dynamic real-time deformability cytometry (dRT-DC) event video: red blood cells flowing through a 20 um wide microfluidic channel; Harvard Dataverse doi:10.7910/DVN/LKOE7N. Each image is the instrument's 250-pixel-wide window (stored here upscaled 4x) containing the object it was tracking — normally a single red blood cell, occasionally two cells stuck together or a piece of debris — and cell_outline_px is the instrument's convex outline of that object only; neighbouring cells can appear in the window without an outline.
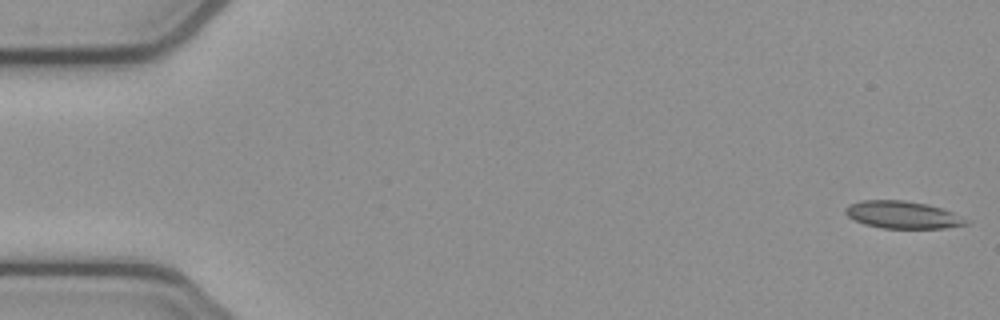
{"species": "common noctule bat (a hibernating species)", "species_latin": "Nyctalus noctula", "temperature_condition": "cold", "stored_images_in_passage": 53, "camera_frame_rate_fps": 3000, "um_per_image_px": 0.085, "animal": {"sex": "female", "body_mass_g": 21.9}, "frame": {"image": 1, "passage_image": 1, "time_ms": 0.0, "image_size_px": [1000, 320], "cell_outline_px": [[972, 220], [968, 224], [944, 228], [884, 228], [864, 224], [848, 216], [844, 212], [844, 208], [848, 204], [860, 200], [904, 200], [928, 204], [952, 212]], "centroid_in_image_um": [76.74, 18.25], "position_along_channel_um": 8.3, "area_um2": 19.36}}
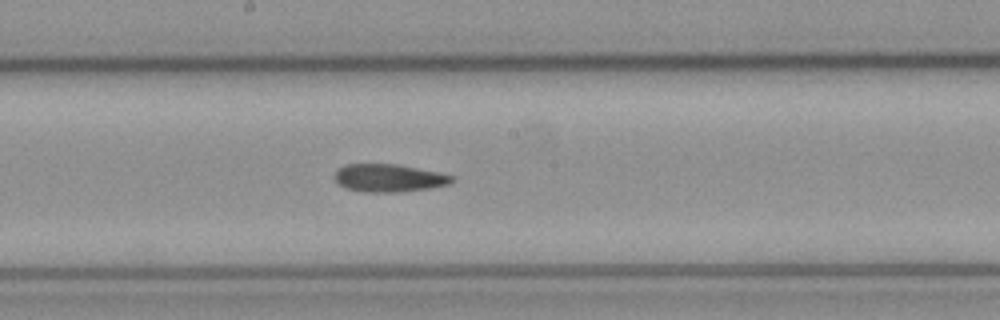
{"frame": {"image": 2, "passage_image": 28, "time_ms": 9.0, "image_size_px": [1000, 320], "cell_outline_px": [[456, 180], [452, 184], [428, 188], [400, 192], [368, 192], [348, 188], [340, 184], [332, 176], [336, 168], [344, 164], [396, 164], [440, 172], [456, 176]], "centroid_in_image_um": [33.09, 15.11], "position_along_channel_um": 215.1, "area_um2": 19.25}}
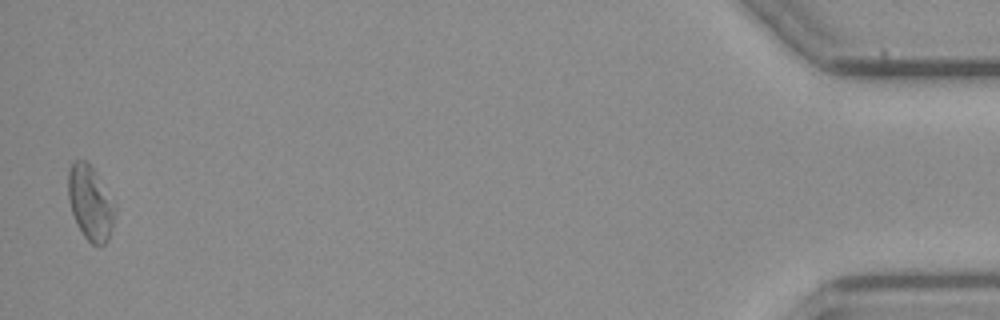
{"frame": {"image": 3, "passage_image": 52, "time_ms": 17.0, "image_size_px": [1000, 320], "cell_outline_px": [[116, 208], [108, 240], [100, 248], [92, 244], [84, 236], [76, 224], [68, 200], [68, 172], [72, 164], [76, 160], [84, 160], [96, 172], [116, 204]], "centroid_in_image_um": [7.68, 17.27], "position_along_channel_um": 427.5, "area_um2": 20.35}, "authors_computed_cell_mechanics": {"area_um2": 19.4208, "velocity_mm_per_s": 3.8565, "shape_relaxation_time_tau1_ms": 7.3822, "shape_relaxation_time_tau2_ms": 4.5643, "deformation_change_tau1": 0.1496, "deformation_change_tau2": 0.1363}}